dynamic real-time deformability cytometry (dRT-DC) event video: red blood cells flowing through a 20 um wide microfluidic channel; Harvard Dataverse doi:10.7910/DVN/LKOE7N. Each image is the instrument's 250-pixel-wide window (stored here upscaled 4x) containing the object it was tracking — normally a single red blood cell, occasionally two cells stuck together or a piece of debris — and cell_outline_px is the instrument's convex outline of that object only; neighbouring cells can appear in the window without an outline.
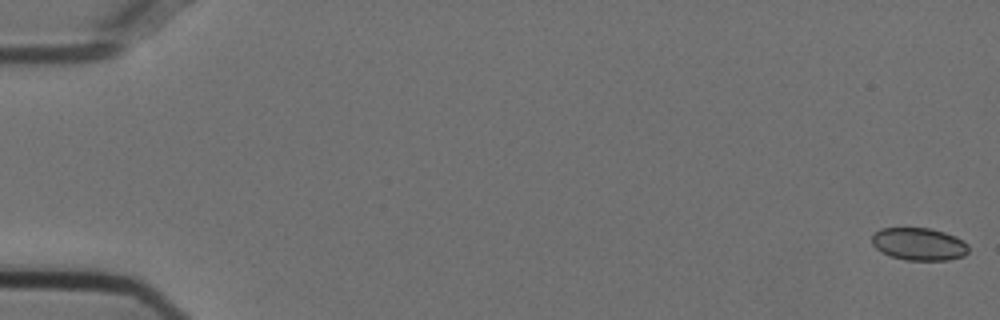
{"species": "Egyptian fruit bat (a non-hibernating species)", "species_latin": "Rousettus aegyptiacus", "temperature_condition": "cold", "stored_images_in_passage": 56, "camera_frame_rate_fps": 3000, "um_per_image_px": 0.085, "animal": {"sex": "female"}, "frame": {"image": 1, "passage_image": 1, "time_ms": 0.0, "image_size_px": [1000, 320], "cell_outline_px": [[968, 252], [964, 256], [948, 260], [904, 260], [892, 256], [876, 248], [872, 244], [872, 236], [880, 228], [928, 228], [944, 232], [956, 236], [964, 240], [968, 244]], "centroid_in_image_um": [78.15, 20.74], "position_along_channel_um": 6.9, "area_um2": 18.32}}
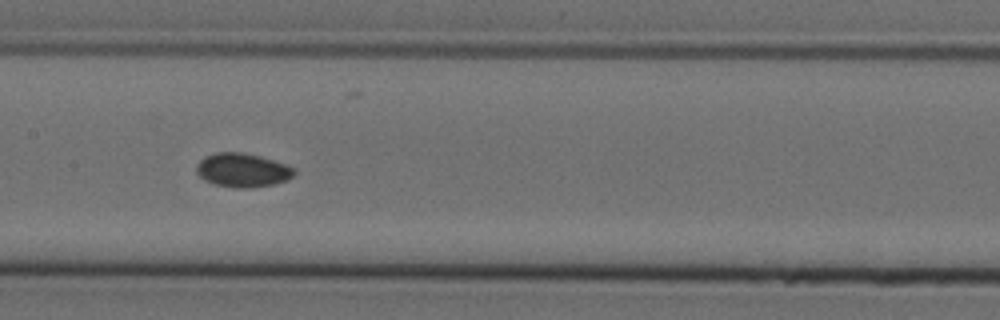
{"frame": {"image": 2, "passage_image": 28, "time_ms": 9.0, "image_size_px": [1000, 320], "cell_outline_px": [[296, 172], [292, 176], [284, 180], [272, 184], [248, 188], [232, 188], [212, 184], [204, 180], [196, 172], [196, 164], [204, 156], [216, 152], [244, 152], [260, 156], [284, 164], [292, 168]], "centroid_in_image_um": [20.53, 14.46], "position_along_channel_um": 186.9, "area_um2": 19.25}}
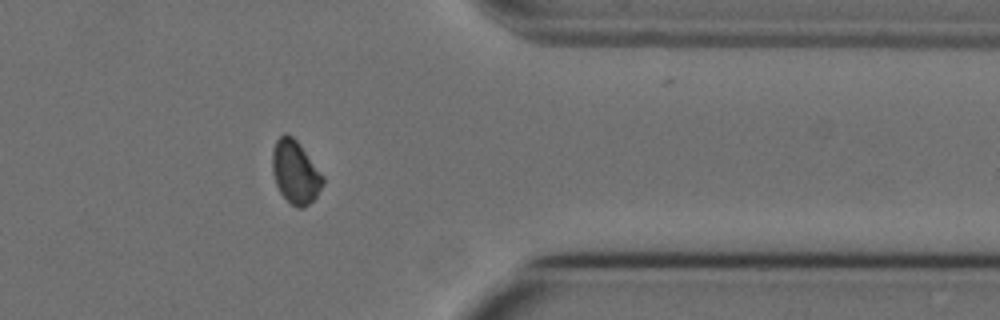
{"frame": {"image": 3, "passage_image": 45, "time_ms": 14.667, "image_size_px": [1000, 320], "cell_outline_px": [[324, 184], [316, 196], [304, 208], [296, 208], [280, 192], [276, 184], [272, 172], [272, 152], [276, 140], [284, 132], [292, 136], [296, 140], [324, 176]], "centroid_in_image_um": [25.1, 14.62], "position_along_channel_um": 386.3, "area_um2": 18.44}, "authors_computed_cell_mechanics": {"area_um2": 18.6116, "velocity_mm_per_s": 3.747, "shape_relaxation_time_tau1_ms": null, "shape_relaxation_time_tau2_ms": 5.6953, "deformation_change_tau1": null, "deformation_change_tau2": 0.0544}}